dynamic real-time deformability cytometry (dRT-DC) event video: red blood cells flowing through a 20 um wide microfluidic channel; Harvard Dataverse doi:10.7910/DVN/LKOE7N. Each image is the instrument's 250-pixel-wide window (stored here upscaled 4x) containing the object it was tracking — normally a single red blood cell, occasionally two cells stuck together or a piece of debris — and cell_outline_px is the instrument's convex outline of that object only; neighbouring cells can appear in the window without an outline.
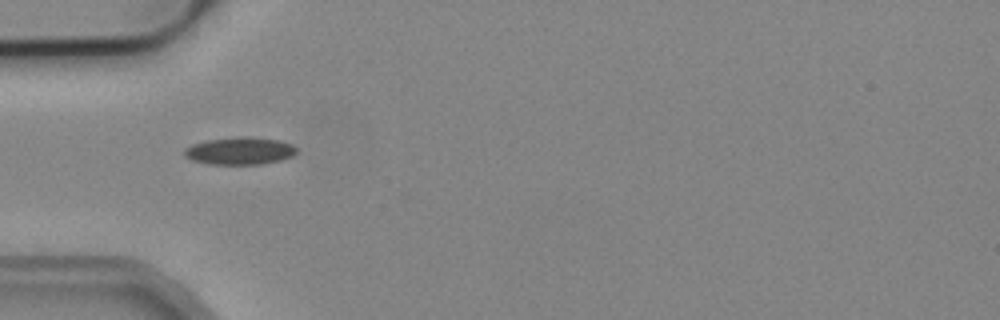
{"species": "common noctule bat (a hibernating species)", "species_latin": "Nyctalus noctula", "temperature_condition": "cold", "stored_images_in_passage": 3, "camera_frame_rate_fps": 3000, "um_per_image_px": 0.085, "animal": {"sex": "male", "body_mass_g": 19.2, "forearm_length_mm": 51.8}, "frame": {"image": 1, "passage_image": 1, "time_ms": 0.0, "image_size_px": [1000, 320], "cell_outline_px": [[296, 152], [292, 156], [280, 160], [260, 164], [208, 164], [192, 160], [184, 156], [184, 148], [192, 144], [204, 140], [236, 136], [252, 136], [280, 140], [292, 144], [296, 148]], "centroid_in_image_um": [20.35, 12.8], "position_along_channel_um": 64.6, "area_um2": 18.21}}